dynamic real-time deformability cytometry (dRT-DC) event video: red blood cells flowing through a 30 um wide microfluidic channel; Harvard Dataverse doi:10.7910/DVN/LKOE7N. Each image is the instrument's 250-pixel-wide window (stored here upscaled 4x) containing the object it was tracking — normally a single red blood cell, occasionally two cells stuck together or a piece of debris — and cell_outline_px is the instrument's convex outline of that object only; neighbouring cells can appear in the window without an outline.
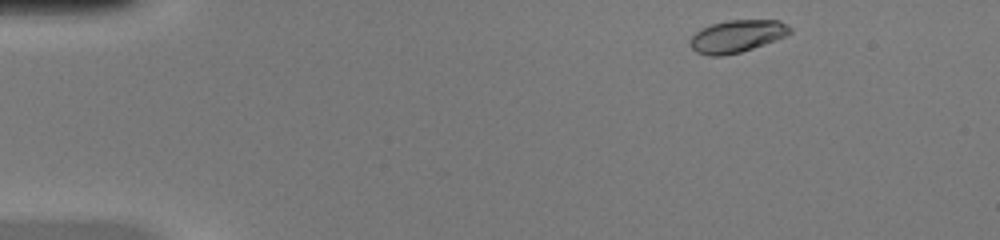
{"species": "common noctule bat (a hibernating species)", "species_latin": "Nyctalus noctula", "temperature_condition": "warm", "stored_images_in_passage": 44, "camera_frame_rate_fps": 3000, "um_per_image_px": 0.085, "animal": {"sex": "female", "body_mass_g": 20.0, "forearm_length_mm": 54.0}, "frame": {"image": 1, "passage_image": 2, "time_ms": 0.333, "image_size_px": [1000, 240], "cell_outline_px": [[792, 32], [784, 36], [764, 44], [740, 52], [720, 56], [708, 56], [696, 52], [688, 44], [688, 40], [700, 28], [712, 24], [728, 20], [780, 20], [792, 28]], "centroid_in_image_um": [62.6, 3.07], "position_along_channel_um": 22.4, "area_um2": 18.84}}
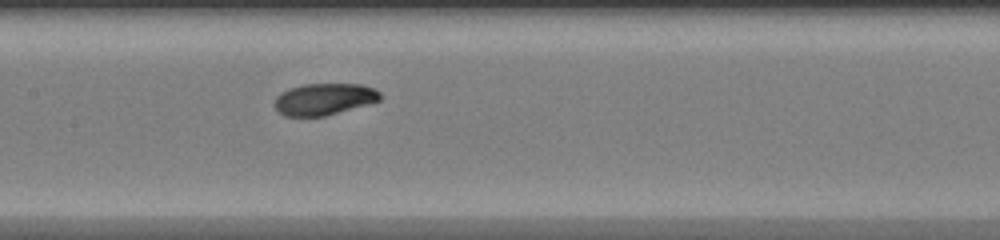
{"frame": {"image": 2, "passage_image": 20, "time_ms": 6.333, "image_size_px": [1000, 240], "cell_outline_px": [[380, 100], [368, 104], [324, 116], [284, 116], [272, 104], [276, 96], [280, 92], [288, 88], [304, 84], [360, 84], [372, 88], [380, 92]], "centroid_in_image_um": [27.5, 8.42], "position_along_channel_um": 179.9, "area_um2": 19.48}}
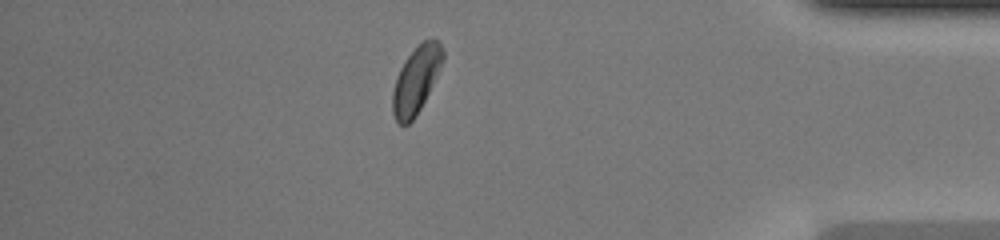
{"frame": {"image": 3, "passage_image": 38, "time_ms": 12.333, "image_size_px": [1000, 240], "cell_outline_px": [[444, 60], [416, 116], [408, 124], [400, 124], [396, 120], [392, 112], [392, 92], [396, 76], [404, 60], [424, 40], [436, 40], [440, 44], [444, 52]], "centroid_in_image_um": [35.34, 6.81], "position_along_channel_um": 399.9, "area_um2": 19.13}, "authors_computed_cell_mechanics": {"area_um2": 19.7098, "velocity_mm_per_s": 4.2243, "shape_relaxation_time_tau1_ms": 3.0878, "shape_relaxation_time_tau2_ms": 2.4256, "deformation_change_tau1": 0.1224, "deformation_change_tau2": 0.064}}